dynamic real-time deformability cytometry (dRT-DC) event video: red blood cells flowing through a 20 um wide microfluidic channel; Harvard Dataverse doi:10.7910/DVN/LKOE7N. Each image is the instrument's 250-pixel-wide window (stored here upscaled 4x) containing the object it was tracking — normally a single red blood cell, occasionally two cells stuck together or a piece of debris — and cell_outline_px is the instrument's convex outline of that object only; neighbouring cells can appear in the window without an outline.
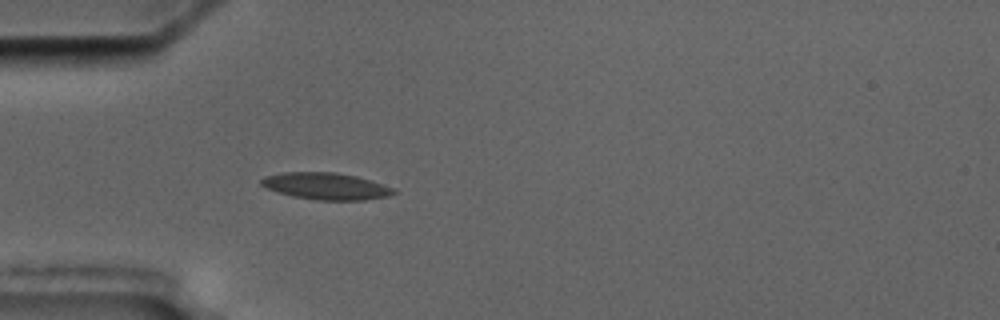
{"species": "common noctule bat (a hibernating species)", "species_latin": "Nyctalus noctula", "temperature_condition": "cold", "stored_images_in_passage": 5, "camera_frame_rate_fps": 3000, "um_per_image_px": 0.085, "animal": {"sex": "male", "body_mass_g": 17.5, "forearm_length_mm": 52.3}, "frame": {"image": 1, "passage_image": 5, "time_ms": 5.333, "image_size_px": [1000, 320], "cell_outline_px": [[396, 192], [388, 196], [364, 200], [316, 200], [292, 196], [268, 188], [260, 184], [260, 180], [264, 176], [284, 172], [336, 172], [356, 176], [392, 188]], "centroid_in_image_um": [27.67, 15.82], "position_along_channel_um": 57.3, "area_um2": 20.4}}